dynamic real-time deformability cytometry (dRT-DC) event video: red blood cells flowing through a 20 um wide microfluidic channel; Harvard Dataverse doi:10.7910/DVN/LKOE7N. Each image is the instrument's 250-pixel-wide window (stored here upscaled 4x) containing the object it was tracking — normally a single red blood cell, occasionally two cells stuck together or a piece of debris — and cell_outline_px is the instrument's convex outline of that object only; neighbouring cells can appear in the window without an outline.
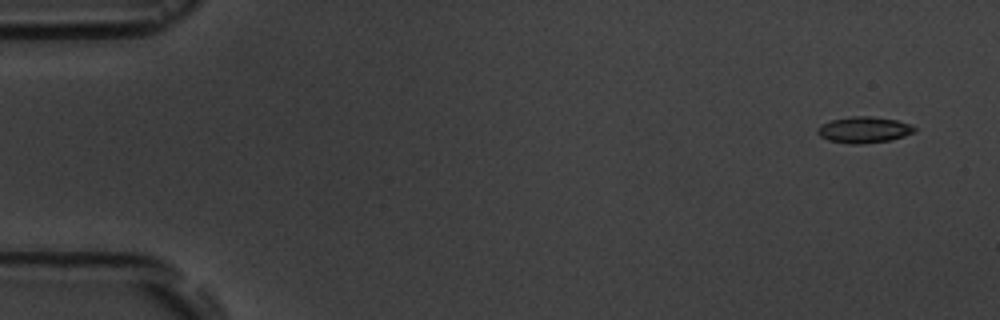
{"species": "common noctule bat (a hibernating species)", "species_latin": "Nyctalus noctula", "temperature_condition": "room temperature", "stored_images_in_passage": 4, "camera_frame_rate_fps": 3000, "um_per_image_px": 0.085, "animal": {"sex": "male", "body_mass_g": 19.5, "forearm_length_mm": 54.6}, "frame": {"image": 1, "passage_image": 1, "time_ms": 0.0, "image_size_px": [1000, 320], "cell_outline_px": [[916, 132], [904, 136], [888, 140], [860, 144], [848, 144], [828, 140], [820, 136], [816, 132], [820, 124], [832, 120], [852, 116], [868, 116], [896, 120], [912, 124], [916, 128]], "centroid_in_image_um": [73.43, 11.03], "position_along_channel_um": 11.6, "area_um2": 14.8}}
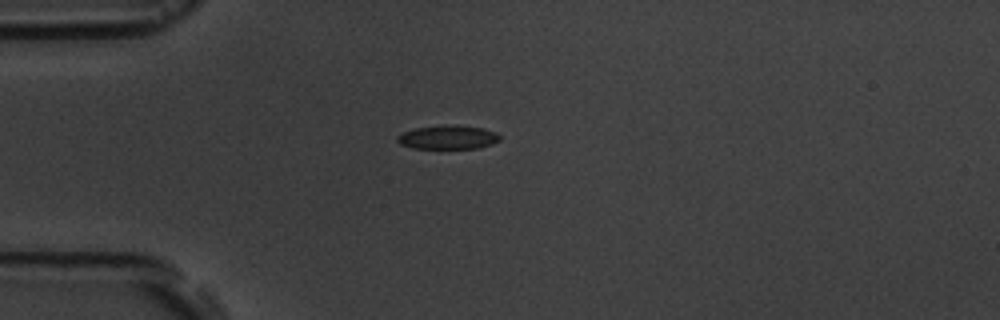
{"frame": {"image": 2, "passage_image": 4, "time_ms": 4.0, "image_size_px": [1000, 320], "cell_outline_px": [[500, 140], [492, 144], [480, 148], [412, 148], [400, 144], [396, 140], [396, 136], [404, 132], [416, 128], [484, 128], [496, 132], [500, 136]], "centroid_in_image_um": [38.08, 11.73], "position_along_channel_um": 46.9, "area_um2": 13.29}}